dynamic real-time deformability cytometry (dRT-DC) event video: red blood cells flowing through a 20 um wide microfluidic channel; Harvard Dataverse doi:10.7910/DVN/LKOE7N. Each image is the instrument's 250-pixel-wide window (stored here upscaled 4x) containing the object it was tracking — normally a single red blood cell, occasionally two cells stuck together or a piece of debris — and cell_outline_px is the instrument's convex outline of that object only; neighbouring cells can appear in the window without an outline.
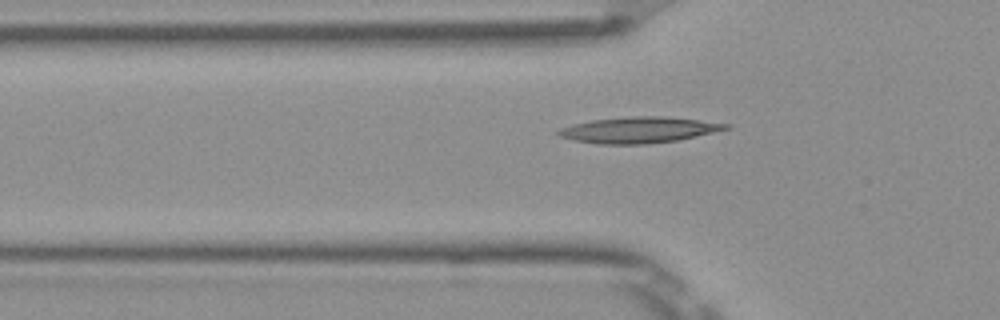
{"species": "Egyptian fruit bat (a non-hibernating species)", "species_latin": "Rousettus aegyptiacus", "temperature_condition": "room temperature", "stored_images_in_passage": 43, "camera_frame_rate_fps": 3000, "um_per_image_px": 0.085, "frame": {"image": 1, "passage_image": 14, "time_ms": 4.333, "image_size_px": [1000, 320], "cell_outline_px": [[732, 128], [696, 136], [676, 140], [644, 144], [596, 144], [576, 140], [560, 136], [556, 132], [560, 128], [592, 120], [632, 116], [664, 116], [700, 120], [732, 124]], "centroid_in_image_um": [54.36, 11.04], "position_along_channel_um": 71.4, "area_um2": 25.14}}
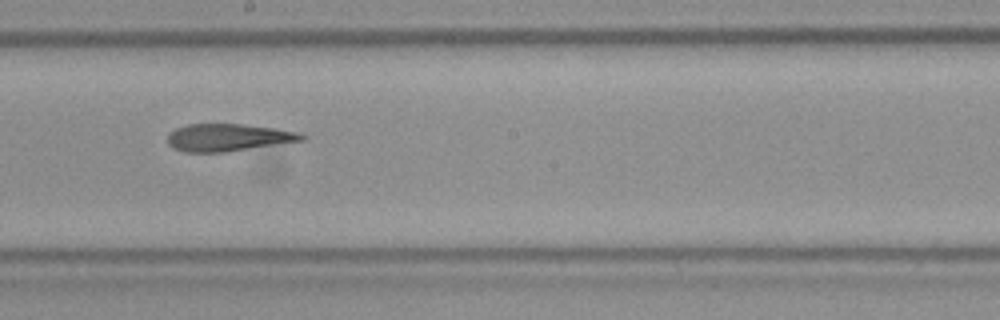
{"frame": {"image": 2, "passage_image": 26, "time_ms": 8.333, "image_size_px": [1000, 320], "cell_outline_px": [[304, 140], [224, 152], [184, 152], [172, 148], [168, 144], [168, 132], [176, 128], [188, 124], [244, 124], [276, 128], [300, 132], [304, 136]], "centroid_in_image_um": [19.35, 11.68], "position_along_channel_um": 228.8, "area_um2": 21.39}}
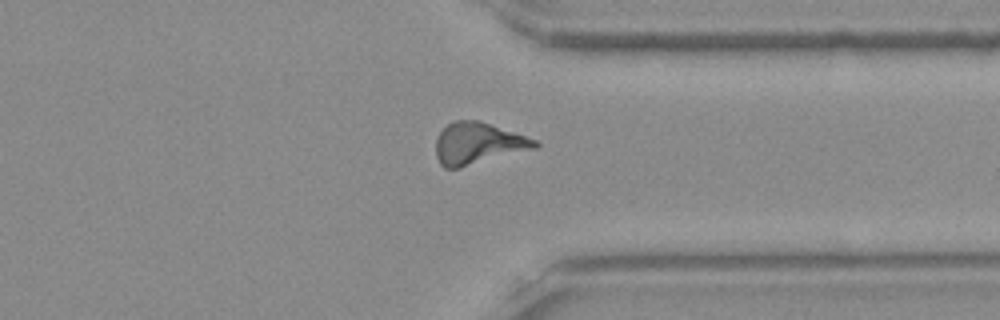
{"frame": {"image": 3, "passage_image": 37, "time_ms": 12.0, "image_size_px": [1000, 320], "cell_outline_px": [[540, 144], [536, 148], [460, 168], [444, 168], [440, 164], [436, 156], [436, 136], [448, 124], [456, 120], [480, 120], [536, 140]], "centroid_in_image_um": [40.6, 12.2], "position_along_channel_um": 370.8, "area_um2": 23.99}}